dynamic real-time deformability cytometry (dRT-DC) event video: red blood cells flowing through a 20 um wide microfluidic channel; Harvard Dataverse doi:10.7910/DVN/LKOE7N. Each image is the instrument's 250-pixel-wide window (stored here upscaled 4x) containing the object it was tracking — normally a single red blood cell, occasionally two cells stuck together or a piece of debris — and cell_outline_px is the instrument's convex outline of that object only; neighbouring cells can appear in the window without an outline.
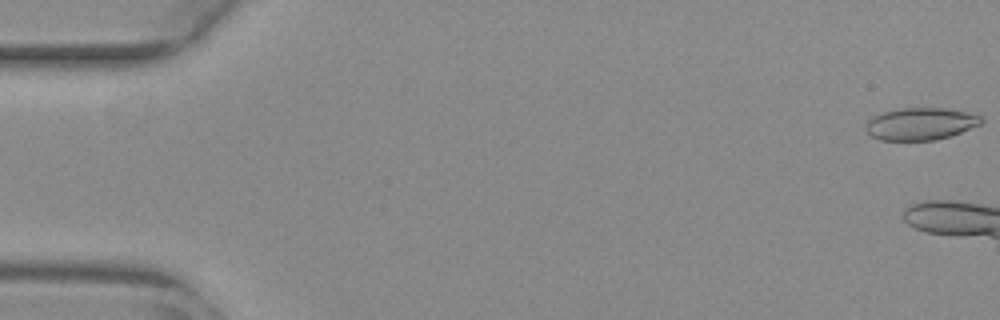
{"species": "common noctule bat (a hibernating species)", "species_latin": "Nyctalus noctula", "temperature_condition": "warm", "stored_images_in_passage": 6, "camera_frame_rate_fps": 3000, "um_per_image_px": 0.085, "animal": {"sex": "female", "body_mass_g": 29.2, "forearm_length_mm": 56.3}, "frame": {"image": 1, "passage_image": 1, "time_ms": 0.0, "image_size_px": [1000, 320], "cell_outline_px": [[984, 120], [980, 124], [960, 132], [936, 140], [880, 140], [872, 136], [868, 132], [864, 124], [872, 116], [884, 112], [900, 108], [948, 108], [968, 112], [984, 116]], "centroid_in_image_um": [78.26, 10.51], "position_along_channel_um": 6.7, "area_um2": 21.73}}